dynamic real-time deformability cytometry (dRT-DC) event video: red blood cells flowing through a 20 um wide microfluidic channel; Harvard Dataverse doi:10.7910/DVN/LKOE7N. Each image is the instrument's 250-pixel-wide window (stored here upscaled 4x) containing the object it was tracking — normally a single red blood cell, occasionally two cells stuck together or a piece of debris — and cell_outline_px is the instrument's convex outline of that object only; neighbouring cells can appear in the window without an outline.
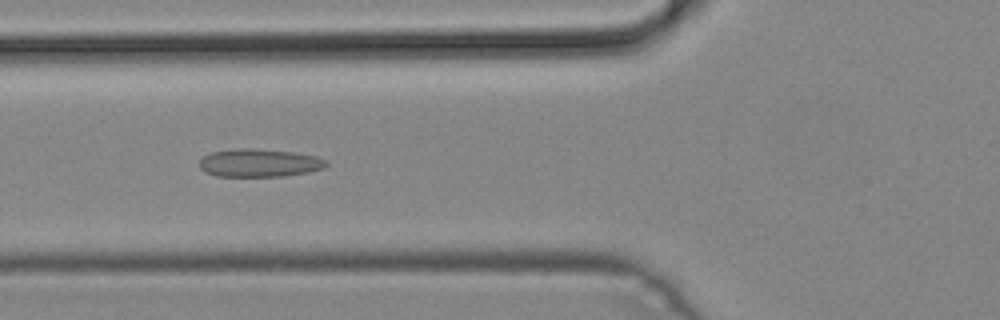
{"species": "common noctule bat (a hibernating species)", "species_latin": "Nyctalus noctula", "temperature_condition": "cold", "stored_images_in_passage": 46, "camera_frame_rate_fps": 3000, "um_per_image_px": 0.085, "animal": {"sex": "male", "body_mass_g": 19.2, "forearm_length_mm": 51.8}, "frame": {"image": 1, "passage_image": 15, "time_ms": 4.667, "image_size_px": [1000, 320], "cell_outline_px": [[328, 164], [324, 168], [308, 172], [284, 176], [216, 176], [204, 172], [200, 168], [200, 160], [208, 152], [240, 148], [252, 148], [292, 152], [316, 156], [328, 160]], "centroid_in_image_um": [22.03, 13.84], "position_along_channel_um": 103.8, "area_um2": 20.81}}
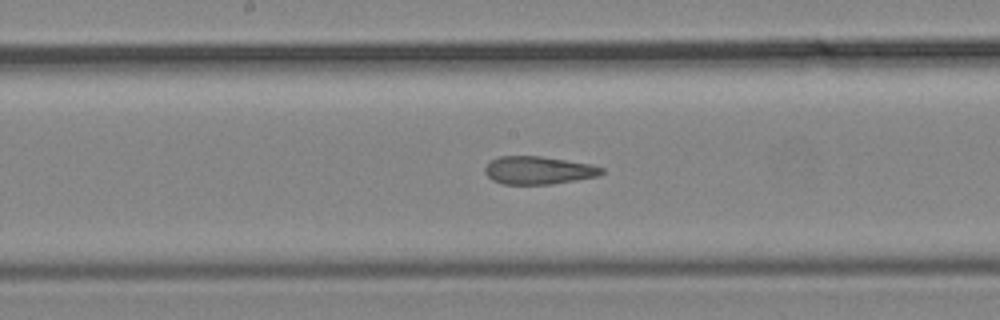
{"frame": {"image": 2, "passage_image": 22, "time_ms": 7.0, "image_size_px": [1000, 320], "cell_outline_px": [[604, 172], [600, 176], [552, 184], [504, 184], [492, 180], [484, 172], [484, 168], [492, 160], [500, 156], [540, 156], [592, 164], [604, 168]], "centroid_in_image_um": [45.8, 14.48], "position_along_channel_um": 202.4, "area_um2": 19.02}}
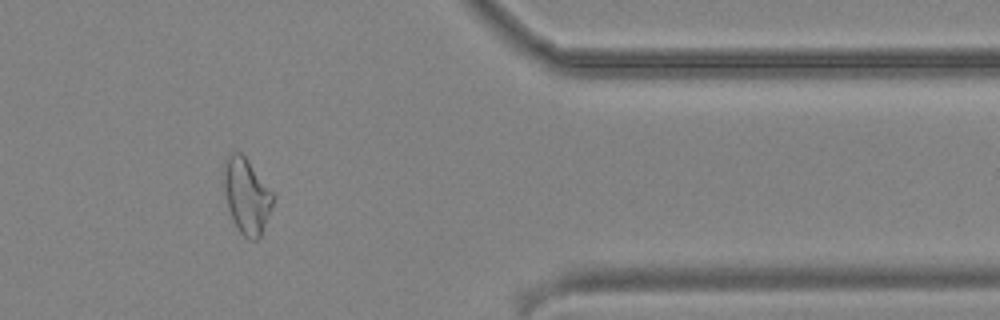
{"frame": {"image": 3, "passage_image": 37, "time_ms": 12.0, "image_size_px": [1000, 320], "cell_outline_px": [[276, 196], [260, 236], [256, 240], [248, 240], [240, 232], [228, 208], [224, 188], [224, 160], [228, 152], [240, 152], [248, 160]], "centroid_in_image_um": [20.96, 16.62], "position_along_channel_um": 390.4, "area_um2": 21.44}}